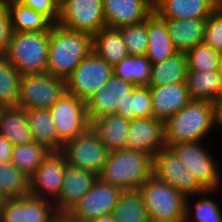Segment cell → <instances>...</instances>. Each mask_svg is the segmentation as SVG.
<instances>
[{
	"label": "cell",
	"instance_id": "obj_1",
	"mask_svg": "<svg viewBox=\"0 0 222 222\" xmlns=\"http://www.w3.org/2000/svg\"><path fill=\"white\" fill-rule=\"evenodd\" d=\"M153 176V156L142 151L122 149L109 152L98 178L125 191H137Z\"/></svg>",
	"mask_w": 222,
	"mask_h": 222
},
{
	"label": "cell",
	"instance_id": "obj_2",
	"mask_svg": "<svg viewBox=\"0 0 222 222\" xmlns=\"http://www.w3.org/2000/svg\"><path fill=\"white\" fill-rule=\"evenodd\" d=\"M91 51V34L54 24L50 29L47 73L66 80Z\"/></svg>",
	"mask_w": 222,
	"mask_h": 222
},
{
	"label": "cell",
	"instance_id": "obj_3",
	"mask_svg": "<svg viewBox=\"0 0 222 222\" xmlns=\"http://www.w3.org/2000/svg\"><path fill=\"white\" fill-rule=\"evenodd\" d=\"M212 128H214L213 102L191 99L180 111L164 122L166 147L181 142L204 141Z\"/></svg>",
	"mask_w": 222,
	"mask_h": 222
},
{
	"label": "cell",
	"instance_id": "obj_4",
	"mask_svg": "<svg viewBox=\"0 0 222 222\" xmlns=\"http://www.w3.org/2000/svg\"><path fill=\"white\" fill-rule=\"evenodd\" d=\"M50 31L14 32L4 57L21 76L47 73Z\"/></svg>",
	"mask_w": 222,
	"mask_h": 222
},
{
	"label": "cell",
	"instance_id": "obj_5",
	"mask_svg": "<svg viewBox=\"0 0 222 222\" xmlns=\"http://www.w3.org/2000/svg\"><path fill=\"white\" fill-rule=\"evenodd\" d=\"M149 220L185 222L187 196L151 176L139 188Z\"/></svg>",
	"mask_w": 222,
	"mask_h": 222
},
{
	"label": "cell",
	"instance_id": "obj_6",
	"mask_svg": "<svg viewBox=\"0 0 222 222\" xmlns=\"http://www.w3.org/2000/svg\"><path fill=\"white\" fill-rule=\"evenodd\" d=\"M203 145L202 141L181 142L172 144L169 148L206 190H218L222 182L220 165Z\"/></svg>",
	"mask_w": 222,
	"mask_h": 222
},
{
	"label": "cell",
	"instance_id": "obj_7",
	"mask_svg": "<svg viewBox=\"0 0 222 222\" xmlns=\"http://www.w3.org/2000/svg\"><path fill=\"white\" fill-rule=\"evenodd\" d=\"M66 92L65 80L49 73L24 75L20 80L17 107L27 110L50 109Z\"/></svg>",
	"mask_w": 222,
	"mask_h": 222
},
{
	"label": "cell",
	"instance_id": "obj_8",
	"mask_svg": "<svg viewBox=\"0 0 222 222\" xmlns=\"http://www.w3.org/2000/svg\"><path fill=\"white\" fill-rule=\"evenodd\" d=\"M113 74V66L92 50L65 80L66 92L86 102Z\"/></svg>",
	"mask_w": 222,
	"mask_h": 222
},
{
	"label": "cell",
	"instance_id": "obj_9",
	"mask_svg": "<svg viewBox=\"0 0 222 222\" xmlns=\"http://www.w3.org/2000/svg\"><path fill=\"white\" fill-rule=\"evenodd\" d=\"M57 25L93 36L106 26L103 0H65L59 5Z\"/></svg>",
	"mask_w": 222,
	"mask_h": 222
},
{
	"label": "cell",
	"instance_id": "obj_10",
	"mask_svg": "<svg viewBox=\"0 0 222 222\" xmlns=\"http://www.w3.org/2000/svg\"><path fill=\"white\" fill-rule=\"evenodd\" d=\"M58 138L63 142L75 139L90 128L85 101L65 92L49 109Z\"/></svg>",
	"mask_w": 222,
	"mask_h": 222
},
{
	"label": "cell",
	"instance_id": "obj_11",
	"mask_svg": "<svg viewBox=\"0 0 222 222\" xmlns=\"http://www.w3.org/2000/svg\"><path fill=\"white\" fill-rule=\"evenodd\" d=\"M61 153L69 165L99 175L107 160L109 151L89 128L75 139L63 144Z\"/></svg>",
	"mask_w": 222,
	"mask_h": 222
},
{
	"label": "cell",
	"instance_id": "obj_12",
	"mask_svg": "<svg viewBox=\"0 0 222 222\" xmlns=\"http://www.w3.org/2000/svg\"><path fill=\"white\" fill-rule=\"evenodd\" d=\"M153 177L186 196L206 191L169 147L161 149L153 156Z\"/></svg>",
	"mask_w": 222,
	"mask_h": 222
},
{
	"label": "cell",
	"instance_id": "obj_13",
	"mask_svg": "<svg viewBox=\"0 0 222 222\" xmlns=\"http://www.w3.org/2000/svg\"><path fill=\"white\" fill-rule=\"evenodd\" d=\"M66 159L61 152H50L29 180V195L51 202L59 199Z\"/></svg>",
	"mask_w": 222,
	"mask_h": 222
},
{
	"label": "cell",
	"instance_id": "obj_14",
	"mask_svg": "<svg viewBox=\"0 0 222 222\" xmlns=\"http://www.w3.org/2000/svg\"><path fill=\"white\" fill-rule=\"evenodd\" d=\"M57 214L54 202L28 194L5 199L0 222H53Z\"/></svg>",
	"mask_w": 222,
	"mask_h": 222
},
{
	"label": "cell",
	"instance_id": "obj_15",
	"mask_svg": "<svg viewBox=\"0 0 222 222\" xmlns=\"http://www.w3.org/2000/svg\"><path fill=\"white\" fill-rule=\"evenodd\" d=\"M122 190L99 178L93 183L92 188L69 211L74 216L87 221L97 217L112 214Z\"/></svg>",
	"mask_w": 222,
	"mask_h": 222
},
{
	"label": "cell",
	"instance_id": "obj_16",
	"mask_svg": "<svg viewBox=\"0 0 222 222\" xmlns=\"http://www.w3.org/2000/svg\"><path fill=\"white\" fill-rule=\"evenodd\" d=\"M135 86L113 74L108 82L94 92L86 100V110L90 120L98 117L115 114L118 109H123L127 95Z\"/></svg>",
	"mask_w": 222,
	"mask_h": 222
},
{
	"label": "cell",
	"instance_id": "obj_17",
	"mask_svg": "<svg viewBox=\"0 0 222 222\" xmlns=\"http://www.w3.org/2000/svg\"><path fill=\"white\" fill-rule=\"evenodd\" d=\"M165 147V131L162 120L155 117L131 120L126 149L142 151L154 156Z\"/></svg>",
	"mask_w": 222,
	"mask_h": 222
},
{
	"label": "cell",
	"instance_id": "obj_18",
	"mask_svg": "<svg viewBox=\"0 0 222 222\" xmlns=\"http://www.w3.org/2000/svg\"><path fill=\"white\" fill-rule=\"evenodd\" d=\"M107 27L119 28L145 21L153 12L148 0H103Z\"/></svg>",
	"mask_w": 222,
	"mask_h": 222
},
{
	"label": "cell",
	"instance_id": "obj_19",
	"mask_svg": "<svg viewBox=\"0 0 222 222\" xmlns=\"http://www.w3.org/2000/svg\"><path fill=\"white\" fill-rule=\"evenodd\" d=\"M97 179L94 172L67 163L59 199L55 202L57 212L70 211Z\"/></svg>",
	"mask_w": 222,
	"mask_h": 222
},
{
	"label": "cell",
	"instance_id": "obj_20",
	"mask_svg": "<svg viewBox=\"0 0 222 222\" xmlns=\"http://www.w3.org/2000/svg\"><path fill=\"white\" fill-rule=\"evenodd\" d=\"M153 117L165 122L191 100L186 83L149 86Z\"/></svg>",
	"mask_w": 222,
	"mask_h": 222
},
{
	"label": "cell",
	"instance_id": "obj_21",
	"mask_svg": "<svg viewBox=\"0 0 222 222\" xmlns=\"http://www.w3.org/2000/svg\"><path fill=\"white\" fill-rule=\"evenodd\" d=\"M217 0H155L153 11L163 19H207Z\"/></svg>",
	"mask_w": 222,
	"mask_h": 222
},
{
	"label": "cell",
	"instance_id": "obj_22",
	"mask_svg": "<svg viewBox=\"0 0 222 222\" xmlns=\"http://www.w3.org/2000/svg\"><path fill=\"white\" fill-rule=\"evenodd\" d=\"M131 120L118 114H108L90 120V128L106 149L117 151L126 149L127 134Z\"/></svg>",
	"mask_w": 222,
	"mask_h": 222
},
{
	"label": "cell",
	"instance_id": "obj_23",
	"mask_svg": "<svg viewBox=\"0 0 222 222\" xmlns=\"http://www.w3.org/2000/svg\"><path fill=\"white\" fill-rule=\"evenodd\" d=\"M147 34L145 55L152 64L163 62L177 52L169 36L165 19L154 11L147 17Z\"/></svg>",
	"mask_w": 222,
	"mask_h": 222
},
{
	"label": "cell",
	"instance_id": "obj_24",
	"mask_svg": "<svg viewBox=\"0 0 222 222\" xmlns=\"http://www.w3.org/2000/svg\"><path fill=\"white\" fill-rule=\"evenodd\" d=\"M165 21L177 52L186 53L204 41L206 19H165Z\"/></svg>",
	"mask_w": 222,
	"mask_h": 222
},
{
	"label": "cell",
	"instance_id": "obj_25",
	"mask_svg": "<svg viewBox=\"0 0 222 222\" xmlns=\"http://www.w3.org/2000/svg\"><path fill=\"white\" fill-rule=\"evenodd\" d=\"M26 116L33 141L51 152H61L64 143L58 138L49 109L27 110Z\"/></svg>",
	"mask_w": 222,
	"mask_h": 222
},
{
	"label": "cell",
	"instance_id": "obj_26",
	"mask_svg": "<svg viewBox=\"0 0 222 222\" xmlns=\"http://www.w3.org/2000/svg\"><path fill=\"white\" fill-rule=\"evenodd\" d=\"M0 134L13 146L33 141L26 111L17 106L2 107L0 111Z\"/></svg>",
	"mask_w": 222,
	"mask_h": 222
},
{
	"label": "cell",
	"instance_id": "obj_27",
	"mask_svg": "<svg viewBox=\"0 0 222 222\" xmlns=\"http://www.w3.org/2000/svg\"><path fill=\"white\" fill-rule=\"evenodd\" d=\"M92 50L113 67L129 55L119 30L107 26L92 36Z\"/></svg>",
	"mask_w": 222,
	"mask_h": 222
},
{
	"label": "cell",
	"instance_id": "obj_28",
	"mask_svg": "<svg viewBox=\"0 0 222 222\" xmlns=\"http://www.w3.org/2000/svg\"><path fill=\"white\" fill-rule=\"evenodd\" d=\"M187 57L184 52H176L160 63L152 64L148 86L186 83Z\"/></svg>",
	"mask_w": 222,
	"mask_h": 222
},
{
	"label": "cell",
	"instance_id": "obj_29",
	"mask_svg": "<svg viewBox=\"0 0 222 222\" xmlns=\"http://www.w3.org/2000/svg\"><path fill=\"white\" fill-rule=\"evenodd\" d=\"M186 85L191 99L215 102L222 98V81L218 71H187Z\"/></svg>",
	"mask_w": 222,
	"mask_h": 222
},
{
	"label": "cell",
	"instance_id": "obj_30",
	"mask_svg": "<svg viewBox=\"0 0 222 222\" xmlns=\"http://www.w3.org/2000/svg\"><path fill=\"white\" fill-rule=\"evenodd\" d=\"M8 7L14 32L50 31L54 25L45 15L24 6L21 2L10 3Z\"/></svg>",
	"mask_w": 222,
	"mask_h": 222
},
{
	"label": "cell",
	"instance_id": "obj_31",
	"mask_svg": "<svg viewBox=\"0 0 222 222\" xmlns=\"http://www.w3.org/2000/svg\"><path fill=\"white\" fill-rule=\"evenodd\" d=\"M214 192L217 190H206L197 195L187 196L185 222H222V208L210 197ZM190 197L196 199L193 206L192 202L189 203V199L192 200Z\"/></svg>",
	"mask_w": 222,
	"mask_h": 222
},
{
	"label": "cell",
	"instance_id": "obj_32",
	"mask_svg": "<svg viewBox=\"0 0 222 222\" xmlns=\"http://www.w3.org/2000/svg\"><path fill=\"white\" fill-rule=\"evenodd\" d=\"M152 63L146 55H128L113 67L116 76L134 86H148Z\"/></svg>",
	"mask_w": 222,
	"mask_h": 222
},
{
	"label": "cell",
	"instance_id": "obj_33",
	"mask_svg": "<svg viewBox=\"0 0 222 222\" xmlns=\"http://www.w3.org/2000/svg\"><path fill=\"white\" fill-rule=\"evenodd\" d=\"M50 152L35 141L16 145L13 146L11 163L30 178Z\"/></svg>",
	"mask_w": 222,
	"mask_h": 222
},
{
	"label": "cell",
	"instance_id": "obj_34",
	"mask_svg": "<svg viewBox=\"0 0 222 222\" xmlns=\"http://www.w3.org/2000/svg\"><path fill=\"white\" fill-rule=\"evenodd\" d=\"M112 216L118 222H148L146 208L138 191H125L120 195Z\"/></svg>",
	"mask_w": 222,
	"mask_h": 222
},
{
	"label": "cell",
	"instance_id": "obj_35",
	"mask_svg": "<svg viewBox=\"0 0 222 222\" xmlns=\"http://www.w3.org/2000/svg\"><path fill=\"white\" fill-rule=\"evenodd\" d=\"M29 180L30 178L11 162L0 163V193L5 199L28 195Z\"/></svg>",
	"mask_w": 222,
	"mask_h": 222
},
{
	"label": "cell",
	"instance_id": "obj_36",
	"mask_svg": "<svg viewBox=\"0 0 222 222\" xmlns=\"http://www.w3.org/2000/svg\"><path fill=\"white\" fill-rule=\"evenodd\" d=\"M116 114L129 120L153 117L152 97L149 86H135L132 92L127 95L123 109H118Z\"/></svg>",
	"mask_w": 222,
	"mask_h": 222
},
{
	"label": "cell",
	"instance_id": "obj_37",
	"mask_svg": "<svg viewBox=\"0 0 222 222\" xmlns=\"http://www.w3.org/2000/svg\"><path fill=\"white\" fill-rule=\"evenodd\" d=\"M21 75L4 57L0 56V105L17 106Z\"/></svg>",
	"mask_w": 222,
	"mask_h": 222
},
{
	"label": "cell",
	"instance_id": "obj_38",
	"mask_svg": "<svg viewBox=\"0 0 222 222\" xmlns=\"http://www.w3.org/2000/svg\"><path fill=\"white\" fill-rule=\"evenodd\" d=\"M188 71L213 72L218 70L219 52L202 42L186 52Z\"/></svg>",
	"mask_w": 222,
	"mask_h": 222
},
{
	"label": "cell",
	"instance_id": "obj_39",
	"mask_svg": "<svg viewBox=\"0 0 222 222\" xmlns=\"http://www.w3.org/2000/svg\"><path fill=\"white\" fill-rule=\"evenodd\" d=\"M129 55H145L148 44L147 19L137 24L117 28Z\"/></svg>",
	"mask_w": 222,
	"mask_h": 222
},
{
	"label": "cell",
	"instance_id": "obj_40",
	"mask_svg": "<svg viewBox=\"0 0 222 222\" xmlns=\"http://www.w3.org/2000/svg\"><path fill=\"white\" fill-rule=\"evenodd\" d=\"M203 42L222 52V14L217 9L206 19Z\"/></svg>",
	"mask_w": 222,
	"mask_h": 222
},
{
	"label": "cell",
	"instance_id": "obj_41",
	"mask_svg": "<svg viewBox=\"0 0 222 222\" xmlns=\"http://www.w3.org/2000/svg\"><path fill=\"white\" fill-rule=\"evenodd\" d=\"M9 7L0 4V56H4L13 36Z\"/></svg>",
	"mask_w": 222,
	"mask_h": 222
},
{
	"label": "cell",
	"instance_id": "obj_42",
	"mask_svg": "<svg viewBox=\"0 0 222 222\" xmlns=\"http://www.w3.org/2000/svg\"><path fill=\"white\" fill-rule=\"evenodd\" d=\"M24 6L45 15L53 24H57L59 4L55 0H21Z\"/></svg>",
	"mask_w": 222,
	"mask_h": 222
},
{
	"label": "cell",
	"instance_id": "obj_43",
	"mask_svg": "<svg viewBox=\"0 0 222 222\" xmlns=\"http://www.w3.org/2000/svg\"><path fill=\"white\" fill-rule=\"evenodd\" d=\"M13 145L0 134V163L11 162Z\"/></svg>",
	"mask_w": 222,
	"mask_h": 222
},
{
	"label": "cell",
	"instance_id": "obj_44",
	"mask_svg": "<svg viewBox=\"0 0 222 222\" xmlns=\"http://www.w3.org/2000/svg\"><path fill=\"white\" fill-rule=\"evenodd\" d=\"M213 118L214 127L217 126L222 129V98L213 102Z\"/></svg>",
	"mask_w": 222,
	"mask_h": 222
},
{
	"label": "cell",
	"instance_id": "obj_45",
	"mask_svg": "<svg viewBox=\"0 0 222 222\" xmlns=\"http://www.w3.org/2000/svg\"><path fill=\"white\" fill-rule=\"evenodd\" d=\"M56 218L58 219V222H90L85 219L77 218L69 211L59 212Z\"/></svg>",
	"mask_w": 222,
	"mask_h": 222
},
{
	"label": "cell",
	"instance_id": "obj_46",
	"mask_svg": "<svg viewBox=\"0 0 222 222\" xmlns=\"http://www.w3.org/2000/svg\"><path fill=\"white\" fill-rule=\"evenodd\" d=\"M90 222H118V221L112 216V214H108L90 220Z\"/></svg>",
	"mask_w": 222,
	"mask_h": 222
},
{
	"label": "cell",
	"instance_id": "obj_47",
	"mask_svg": "<svg viewBox=\"0 0 222 222\" xmlns=\"http://www.w3.org/2000/svg\"><path fill=\"white\" fill-rule=\"evenodd\" d=\"M218 74L221 77V81H222V52L219 53V65H218Z\"/></svg>",
	"mask_w": 222,
	"mask_h": 222
},
{
	"label": "cell",
	"instance_id": "obj_48",
	"mask_svg": "<svg viewBox=\"0 0 222 222\" xmlns=\"http://www.w3.org/2000/svg\"><path fill=\"white\" fill-rule=\"evenodd\" d=\"M20 1L21 0H0V4L8 6L10 3L20 2Z\"/></svg>",
	"mask_w": 222,
	"mask_h": 222
},
{
	"label": "cell",
	"instance_id": "obj_49",
	"mask_svg": "<svg viewBox=\"0 0 222 222\" xmlns=\"http://www.w3.org/2000/svg\"><path fill=\"white\" fill-rule=\"evenodd\" d=\"M217 10L222 14V0H217Z\"/></svg>",
	"mask_w": 222,
	"mask_h": 222
},
{
	"label": "cell",
	"instance_id": "obj_50",
	"mask_svg": "<svg viewBox=\"0 0 222 222\" xmlns=\"http://www.w3.org/2000/svg\"><path fill=\"white\" fill-rule=\"evenodd\" d=\"M4 201H5V198L0 193V210H1L2 206H3Z\"/></svg>",
	"mask_w": 222,
	"mask_h": 222
},
{
	"label": "cell",
	"instance_id": "obj_51",
	"mask_svg": "<svg viewBox=\"0 0 222 222\" xmlns=\"http://www.w3.org/2000/svg\"><path fill=\"white\" fill-rule=\"evenodd\" d=\"M59 5L63 3L65 0H55Z\"/></svg>",
	"mask_w": 222,
	"mask_h": 222
},
{
	"label": "cell",
	"instance_id": "obj_52",
	"mask_svg": "<svg viewBox=\"0 0 222 222\" xmlns=\"http://www.w3.org/2000/svg\"><path fill=\"white\" fill-rule=\"evenodd\" d=\"M152 5H154L155 0H148Z\"/></svg>",
	"mask_w": 222,
	"mask_h": 222
}]
</instances>
